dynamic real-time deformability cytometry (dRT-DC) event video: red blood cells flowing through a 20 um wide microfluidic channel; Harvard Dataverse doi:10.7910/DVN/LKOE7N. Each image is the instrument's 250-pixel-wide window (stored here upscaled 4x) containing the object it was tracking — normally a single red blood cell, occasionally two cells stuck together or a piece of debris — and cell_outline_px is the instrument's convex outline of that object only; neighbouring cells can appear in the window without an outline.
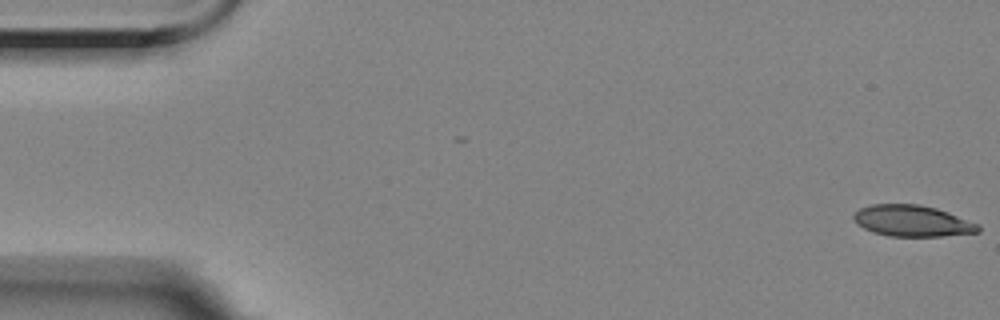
{"species": "Egyptian fruit bat (a non-hibernating species)", "species_latin": "Rousettus aegyptiacus", "temperature_condition": "room temperature", "stored_images_in_passage": 10, "camera_frame_rate_fps": 3000, "um_per_image_px": 0.085, "animal": {"sex": "female"}, "frame": {"image": 1, "passage_image": 1, "time_ms": 0.0, "image_size_px": [1000, 320], "cell_outline_px": [[980, 232], [940, 236], [888, 236], [872, 232], [856, 224], [852, 220], [852, 216], [860, 208], [872, 204], [920, 204], [936, 208], [948, 212], [980, 224]], "centroid_in_image_um": [77.53, 18.77], "position_along_channel_um": 7.5, "area_um2": 22.83}}